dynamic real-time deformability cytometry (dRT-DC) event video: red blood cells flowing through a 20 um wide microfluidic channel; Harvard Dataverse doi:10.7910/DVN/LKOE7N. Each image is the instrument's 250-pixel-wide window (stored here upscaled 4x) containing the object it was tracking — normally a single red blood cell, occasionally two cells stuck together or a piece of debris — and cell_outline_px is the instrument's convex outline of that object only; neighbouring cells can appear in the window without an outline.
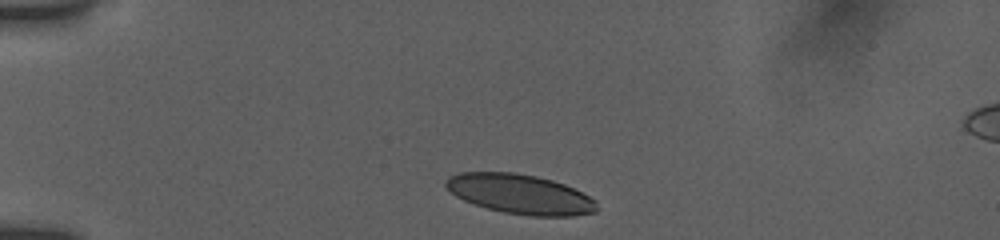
{"species": "human", "species_latin": "Homo sapiens", "temperature_condition": "room temperature", "stored_images_in_passage": 4, "camera_frame_rate_fps": 3000, "um_per_image_px": 0.085, "donor": {"sex": "female"}, "frame": {"image": 1, "passage_image": 1, "time_ms": 0.0, "image_size_px": [1000, 240], "cell_outline_px": [[596, 212], [572, 216], [532, 216], [504, 212], [488, 208], [464, 200], [456, 196], [444, 188], [444, 180], [448, 176], [460, 172], [512, 172], [536, 176], [552, 180], [564, 184], [596, 200]], "centroid_in_image_um": [44.16, 16.49], "position_along_channel_um": 40.8, "area_um2": 34.8}}
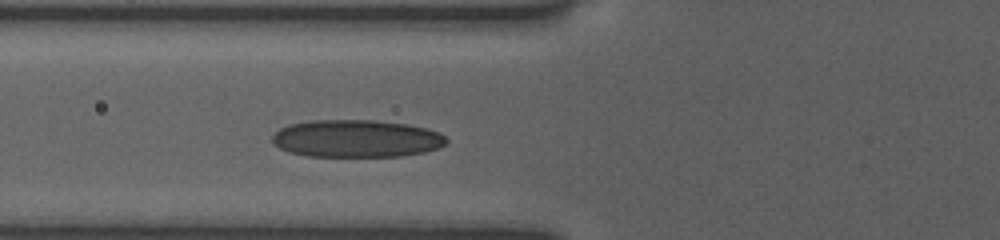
{"frame": {"image": 2, "passage_image": 4, "time_ms": 2.667, "image_size_px": [1000, 240], "cell_outline_px": [[448, 144], [440, 148], [424, 152], [400, 156], [308, 156], [288, 152], [272, 144], [272, 136], [280, 128], [288, 124], [308, 120], [376, 120], [408, 124], [428, 128], [440, 132], [448, 140]], "centroid_in_image_um": [30.31, 11.77], "position_along_channel_um": 95.5, "area_um2": 38.49}}